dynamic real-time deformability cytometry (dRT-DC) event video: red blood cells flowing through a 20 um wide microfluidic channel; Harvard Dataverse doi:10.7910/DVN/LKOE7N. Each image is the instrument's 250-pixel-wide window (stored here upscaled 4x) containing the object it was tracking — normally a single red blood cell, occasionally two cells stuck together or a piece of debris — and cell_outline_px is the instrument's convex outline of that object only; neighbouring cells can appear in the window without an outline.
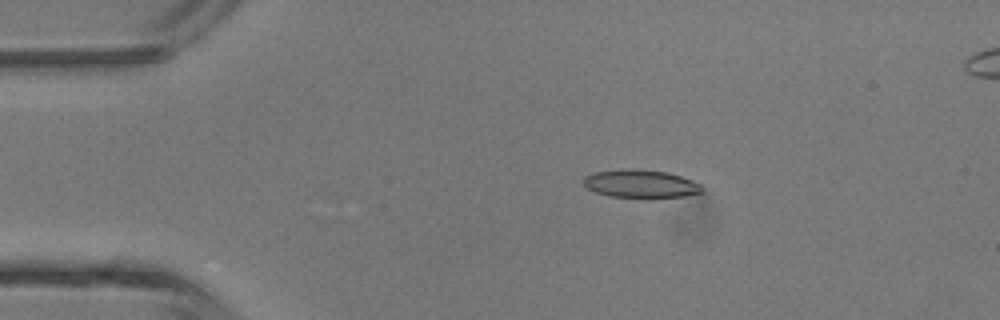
{"species": "common noctule bat (a hibernating species)", "species_latin": "Nyctalus noctula", "temperature_condition": "room temperature", "stored_images_in_passage": 5, "camera_frame_rate_fps": 3000, "um_per_image_px": 0.085, "animal": {"sex": "male", "body_mass_g": 13.3}, "frame": {"image": 1, "passage_image": 3, "time_ms": 2.333, "image_size_px": [1000, 320], "cell_outline_px": [[704, 192], [684, 196], [608, 196], [596, 192], [588, 188], [584, 184], [584, 176], [596, 172], [632, 168], [668, 172], [692, 180], [700, 184], [704, 188]], "centroid_in_image_um": [54.48, 15.6], "position_along_channel_um": 30.5, "area_um2": 18.9}}